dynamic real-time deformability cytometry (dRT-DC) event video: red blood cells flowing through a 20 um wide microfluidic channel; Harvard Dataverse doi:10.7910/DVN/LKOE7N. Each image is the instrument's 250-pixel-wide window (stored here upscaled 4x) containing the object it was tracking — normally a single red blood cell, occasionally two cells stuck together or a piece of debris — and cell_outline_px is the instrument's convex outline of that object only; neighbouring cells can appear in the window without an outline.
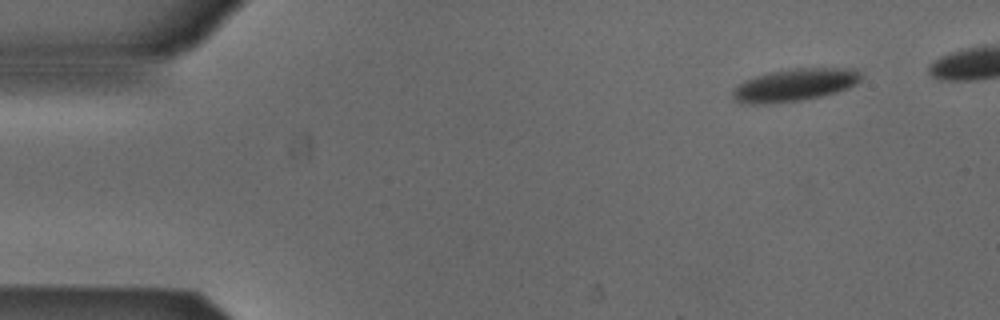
{"species": "Egyptian fruit bat (a non-hibernating species)", "species_latin": "Rousettus aegyptiacus", "temperature_condition": "cold", "stored_images_in_passage": 43, "camera_frame_rate_fps": 3000, "um_per_image_px": 0.085, "animal": {"sex": "male"}, "frame": {"image": 1, "passage_image": 1, "time_ms": 0.0, "image_size_px": [1000, 320], "cell_outline_px": [[860, 80], [856, 84], [848, 88], [824, 96], [800, 100], [752, 104], [732, 100], [732, 92], [736, 84], [744, 80], [756, 76], [772, 72], [792, 68], [856, 68], [860, 72]], "centroid_in_image_um": [67.55, 7.21], "position_along_channel_um": 17.4, "area_um2": 24.22}}
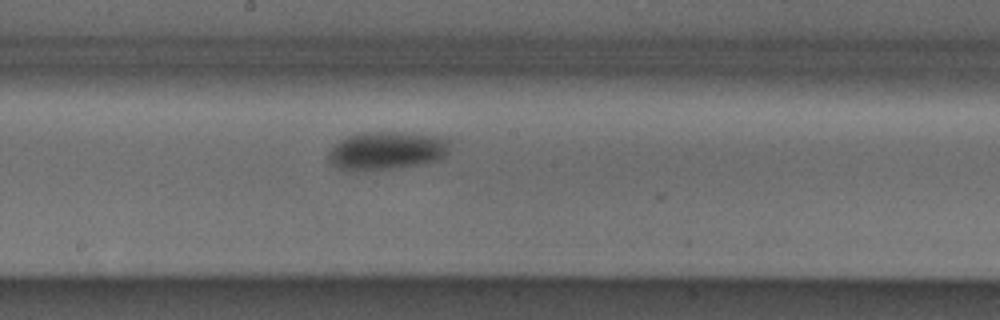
{"frame": {"image": 2, "passage_image": 24, "time_ms": 7.667, "image_size_px": [1000, 320], "cell_outline_px": [[452, 140], [448, 152], [444, 156], [436, 160], [420, 164], [396, 168], [348, 172], [332, 164], [328, 160], [328, 152], [340, 140], [348, 136], [360, 132], [412, 132], [440, 136]], "centroid_in_image_um": [32.89, 12.79], "position_along_channel_um": 215.3, "area_um2": 27.46}}
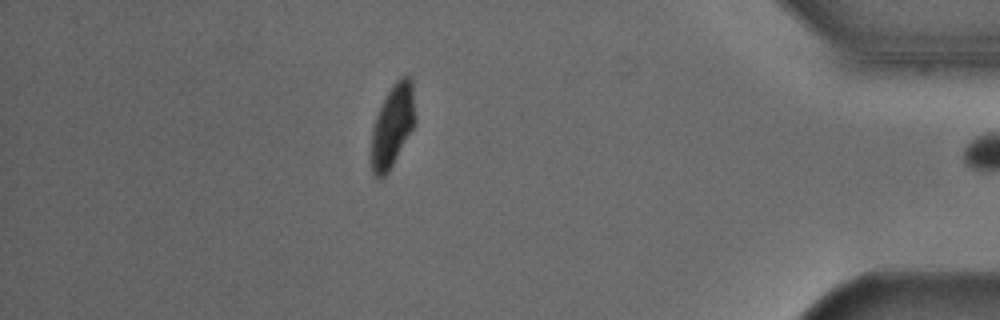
{"frame": {"image": 3, "passage_image": 42, "time_ms": 13.667, "image_size_px": [1000, 320], "cell_outline_px": [[416, 124], [388, 172], [380, 180], [376, 180], [372, 172], [372, 128], [376, 116], [392, 84], [400, 76], [412, 76], [416, 116]], "centroid_in_image_um": [33.4, 10.67], "position_along_channel_um": 401.8, "area_um2": 21.33}, "authors_computed_cell_mechanics": {"area_um2": 26.299, "velocity_mm_per_s": 3.8551, "shape_relaxation_time_tau1_ms": 5.19, "shape_relaxation_time_tau2_ms": null, "deformation_change_tau1": 0.1433, "deformation_change_tau2": null}}